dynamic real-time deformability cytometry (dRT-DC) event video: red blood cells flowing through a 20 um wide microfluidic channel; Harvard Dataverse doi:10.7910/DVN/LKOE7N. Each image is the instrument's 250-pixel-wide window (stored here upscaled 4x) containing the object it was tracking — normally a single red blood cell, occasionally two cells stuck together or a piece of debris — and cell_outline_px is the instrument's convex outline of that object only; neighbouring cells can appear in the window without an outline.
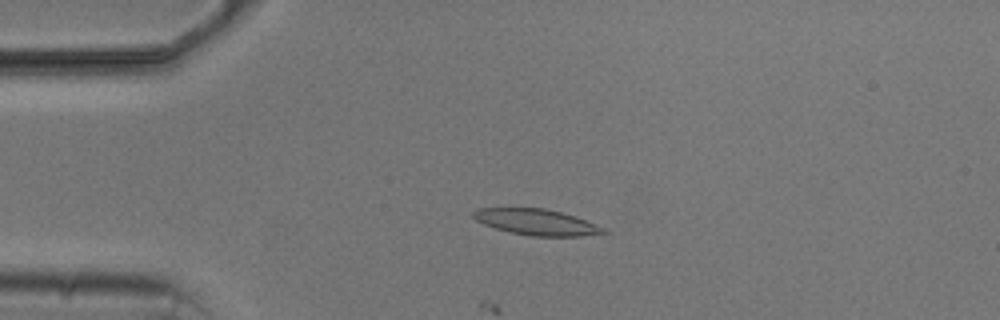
{"species": "common noctule bat (a hibernating species)", "species_latin": "Nyctalus noctula", "temperature_condition": "cold", "stored_images_in_passage": 6, "camera_frame_rate_fps": 3000, "um_per_image_px": 0.085, "animal": {"sex": "male", "body_mass_g": 20.5, "forearm_length_mm": 52.5}, "frame": {"image": 1, "passage_image": 4, "time_ms": 3.333, "image_size_px": [1000, 320], "cell_outline_px": [[608, 232], [580, 236], [532, 236], [508, 232], [484, 224], [476, 220], [472, 216], [472, 212], [476, 208], [544, 208], [576, 216], [604, 228]], "centroid_in_image_um": [45.56, 18.87], "position_along_channel_um": 39.4, "area_um2": 19.59}}